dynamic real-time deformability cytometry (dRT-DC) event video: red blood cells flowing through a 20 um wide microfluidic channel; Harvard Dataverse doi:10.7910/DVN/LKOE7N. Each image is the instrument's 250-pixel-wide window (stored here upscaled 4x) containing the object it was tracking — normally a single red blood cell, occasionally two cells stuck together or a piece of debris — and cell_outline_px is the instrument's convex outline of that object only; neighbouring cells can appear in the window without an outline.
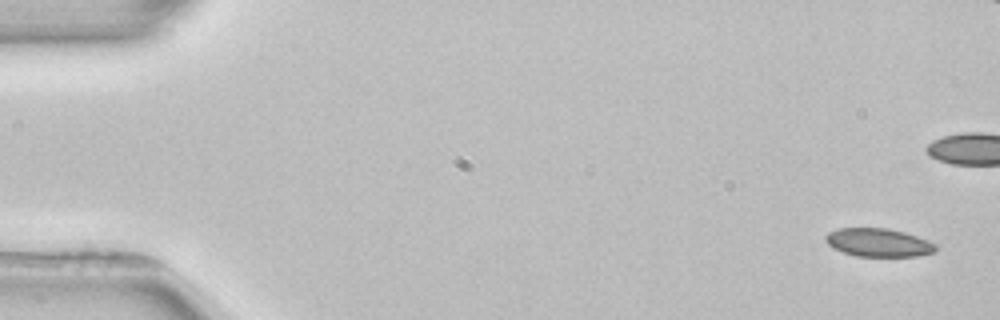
{"species": "common noctule bat (a hibernating species)", "species_latin": "Nyctalus noctula", "temperature_condition": "room temperature", "stored_images_in_passage": 6, "camera_frame_rate_fps": 3000, "um_per_image_px": 0.085, "animal": {"sex": "female", "body_mass_g": 22.7, "forearm_length_mm": 54.2}, "frame": {"image": 1, "passage_image": 1, "time_ms": 0.0, "image_size_px": [1000, 320], "cell_outline_px": [[936, 252], [916, 256], [856, 256], [832, 248], [824, 240], [824, 236], [828, 232], [840, 228], [888, 228], [904, 232], [928, 240], [936, 244]], "centroid_in_image_um": [74.65, 20.61], "position_along_channel_um": 10.3, "area_um2": 18.21}}